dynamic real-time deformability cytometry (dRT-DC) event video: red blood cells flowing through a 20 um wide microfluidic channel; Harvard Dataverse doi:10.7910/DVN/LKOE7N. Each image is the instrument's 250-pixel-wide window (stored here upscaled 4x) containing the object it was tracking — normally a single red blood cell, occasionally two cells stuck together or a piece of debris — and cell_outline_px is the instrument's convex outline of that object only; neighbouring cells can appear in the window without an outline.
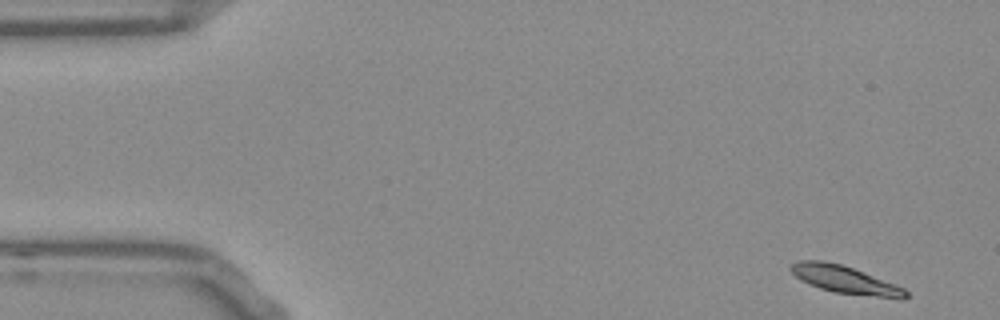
{"species": "Egyptian fruit bat (a non-hibernating species)", "species_latin": "Rousettus aegyptiacus", "temperature_condition": "room temperature", "stored_images_in_passage": 52, "camera_frame_rate_fps": 3000, "um_per_image_px": 0.085, "frame": {"image": 1, "passage_image": 1, "time_ms": 0.0, "image_size_px": [1000, 320], "cell_outline_px": [[908, 296], [900, 300], [832, 292], [808, 284], [800, 280], [788, 268], [792, 264], [800, 260], [824, 260], [840, 264], [852, 268], [896, 284], [904, 288], [908, 292]], "centroid_in_image_um": [71.86, 23.8], "position_along_channel_um": 13.1, "area_um2": 18.73}}
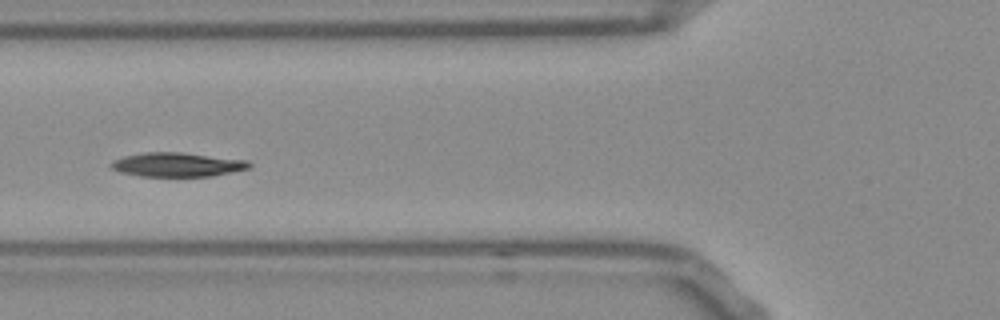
{"frame": {"image": 2, "passage_image": 18, "time_ms": 5.667, "image_size_px": [1000, 320], "cell_outline_px": [[252, 168], [212, 176], [140, 176], [120, 172], [112, 168], [108, 164], [112, 160], [124, 156], [144, 152], [180, 152], [248, 160], [252, 164]], "centroid_in_image_um": [15.07, 13.99], "position_along_channel_um": 110.7, "area_um2": 19.54}}
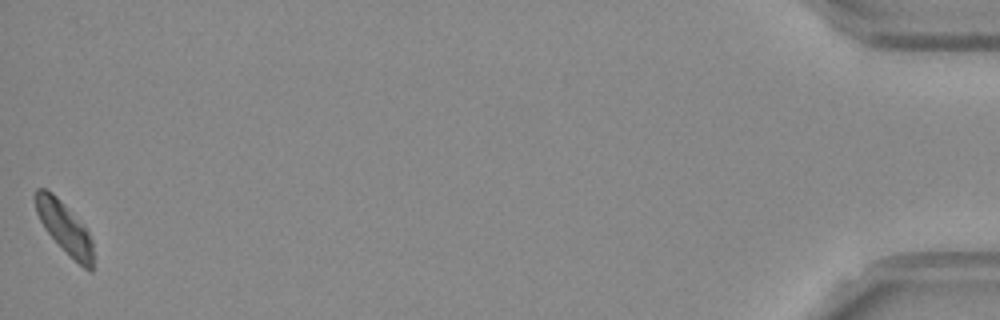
{"frame": {"image": 3, "passage_image": 52, "time_ms": 17.0, "image_size_px": [1000, 320], "cell_outline_px": [[92, 272], [88, 272], [44, 228], [36, 212], [32, 196], [36, 188], [44, 188], [52, 192], [64, 204], [88, 232], [92, 240]], "centroid_in_image_um": [5.43, 19.28], "position_along_channel_um": 429.8, "area_um2": 16.76}, "authors_computed_cell_mechanics": {"area_um2": 18.9006, "velocity_mm_per_s": 3.7182, "shape_relaxation_time_tau1_ms": 3.9238, "shape_relaxation_time_tau2_ms": null, "deformation_change_tau1": 0.1108, "deformation_change_tau2": null}}